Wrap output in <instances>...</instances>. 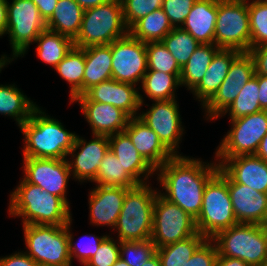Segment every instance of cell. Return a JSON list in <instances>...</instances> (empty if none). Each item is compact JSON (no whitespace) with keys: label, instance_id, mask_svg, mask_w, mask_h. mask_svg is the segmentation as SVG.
I'll list each match as a JSON object with an SVG mask.
<instances>
[{"label":"cell","instance_id":"cell-48","mask_svg":"<svg viewBox=\"0 0 267 266\" xmlns=\"http://www.w3.org/2000/svg\"><path fill=\"white\" fill-rule=\"evenodd\" d=\"M0 266H39L28 254L24 251H16L9 256L0 257Z\"/></svg>","mask_w":267,"mask_h":266},{"label":"cell","instance_id":"cell-14","mask_svg":"<svg viewBox=\"0 0 267 266\" xmlns=\"http://www.w3.org/2000/svg\"><path fill=\"white\" fill-rule=\"evenodd\" d=\"M255 75L254 61L249 52H241L230 65L226 78L214 96L203 106L206 120H217L233 103L242 87Z\"/></svg>","mask_w":267,"mask_h":266},{"label":"cell","instance_id":"cell-3","mask_svg":"<svg viewBox=\"0 0 267 266\" xmlns=\"http://www.w3.org/2000/svg\"><path fill=\"white\" fill-rule=\"evenodd\" d=\"M45 112L38 106L19 127L24 137L23 158L67 159L77 134Z\"/></svg>","mask_w":267,"mask_h":266},{"label":"cell","instance_id":"cell-45","mask_svg":"<svg viewBox=\"0 0 267 266\" xmlns=\"http://www.w3.org/2000/svg\"><path fill=\"white\" fill-rule=\"evenodd\" d=\"M197 0H164L161 9L173 28L181 27Z\"/></svg>","mask_w":267,"mask_h":266},{"label":"cell","instance_id":"cell-16","mask_svg":"<svg viewBox=\"0 0 267 266\" xmlns=\"http://www.w3.org/2000/svg\"><path fill=\"white\" fill-rule=\"evenodd\" d=\"M23 171L26 182L61 197L70 206L66 193L72 175L67 159L23 158Z\"/></svg>","mask_w":267,"mask_h":266},{"label":"cell","instance_id":"cell-40","mask_svg":"<svg viewBox=\"0 0 267 266\" xmlns=\"http://www.w3.org/2000/svg\"><path fill=\"white\" fill-rule=\"evenodd\" d=\"M147 67L169 74H181V67L162 41L146 43Z\"/></svg>","mask_w":267,"mask_h":266},{"label":"cell","instance_id":"cell-10","mask_svg":"<svg viewBox=\"0 0 267 266\" xmlns=\"http://www.w3.org/2000/svg\"><path fill=\"white\" fill-rule=\"evenodd\" d=\"M230 130L222 138L215 151L216 162L240 155H255L259 143L267 134V110L230 119Z\"/></svg>","mask_w":267,"mask_h":266},{"label":"cell","instance_id":"cell-58","mask_svg":"<svg viewBox=\"0 0 267 266\" xmlns=\"http://www.w3.org/2000/svg\"><path fill=\"white\" fill-rule=\"evenodd\" d=\"M258 266H267V260H265L264 262H262L260 265Z\"/></svg>","mask_w":267,"mask_h":266},{"label":"cell","instance_id":"cell-17","mask_svg":"<svg viewBox=\"0 0 267 266\" xmlns=\"http://www.w3.org/2000/svg\"><path fill=\"white\" fill-rule=\"evenodd\" d=\"M92 137L93 139L86 141L84 137L77 135L74 146L68 153V158L71 156L67 161L72 178L81 184L96 179L103 156L109 150L108 136Z\"/></svg>","mask_w":267,"mask_h":266},{"label":"cell","instance_id":"cell-32","mask_svg":"<svg viewBox=\"0 0 267 266\" xmlns=\"http://www.w3.org/2000/svg\"><path fill=\"white\" fill-rule=\"evenodd\" d=\"M36 54L43 63L53 69L64 59L74 46L73 40L65 35L45 29L35 40Z\"/></svg>","mask_w":267,"mask_h":266},{"label":"cell","instance_id":"cell-22","mask_svg":"<svg viewBox=\"0 0 267 266\" xmlns=\"http://www.w3.org/2000/svg\"><path fill=\"white\" fill-rule=\"evenodd\" d=\"M219 168L235 183L267 193V162L256 155L225 159Z\"/></svg>","mask_w":267,"mask_h":266},{"label":"cell","instance_id":"cell-47","mask_svg":"<svg viewBox=\"0 0 267 266\" xmlns=\"http://www.w3.org/2000/svg\"><path fill=\"white\" fill-rule=\"evenodd\" d=\"M248 52L254 61L255 74L267 76V44L250 48Z\"/></svg>","mask_w":267,"mask_h":266},{"label":"cell","instance_id":"cell-28","mask_svg":"<svg viewBox=\"0 0 267 266\" xmlns=\"http://www.w3.org/2000/svg\"><path fill=\"white\" fill-rule=\"evenodd\" d=\"M84 9L75 0H58L54 13L46 21L47 29L74 40L81 27Z\"/></svg>","mask_w":267,"mask_h":266},{"label":"cell","instance_id":"cell-20","mask_svg":"<svg viewBox=\"0 0 267 266\" xmlns=\"http://www.w3.org/2000/svg\"><path fill=\"white\" fill-rule=\"evenodd\" d=\"M227 186L237 223L267 226V193L235 183L228 176Z\"/></svg>","mask_w":267,"mask_h":266},{"label":"cell","instance_id":"cell-39","mask_svg":"<svg viewBox=\"0 0 267 266\" xmlns=\"http://www.w3.org/2000/svg\"><path fill=\"white\" fill-rule=\"evenodd\" d=\"M251 48L267 44V3L263 0H247Z\"/></svg>","mask_w":267,"mask_h":266},{"label":"cell","instance_id":"cell-42","mask_svg":"<svg viewBox=\"0 0 267 266\" xmlns=\"http://www.w3.org/2000/svg\"><path fill=\"white\" fill-rule=\"evenodd\" d=\"M155 253L156 246L151 239L120 242V258L129 266H142Z\"/></svg>","mask_w":267,"mask_h":266},{"label":"cell","instance_id":"cell-27","mask_svg":"<svg viewBox=\"0 0 267 266\" xmlns=\"http://www.w3.org/2000/svg\"><path fill=\"white\" fill-rule=\"evenodd\" d=\"M84 56L83 94L92 86L112 79L111 44L85 47Z\"/></svg>","mask_w":267,"mask_h":266},{"label":"cell","instance_id":"cell-53","mask_svg":"<svg viewBox=\"0 0 267 266\" xmlns=\"http://www.w3.org/2000/svg\"><path fill=\"white\" fill-rule=\"evenodd\" d=\"M84 10L105 4L110 0H75Z\"/></svg>","mask_w":267,"mask_h":266},{"label":"cell","instance_id":"cell-51","mask_svg":"<svg viewBox=\"0 0 267 266\" xmlns=\"http://www.w3.org/2000/svg\"><path fill=\"white\" fill-rule=\"evenodd\" d=\"M7 5L8 0H0V38L7 34Z\"/></svg>","mask_w":267,"mask_h":266},{"label":"cell","instance_id":"cell-26","mask_svg":"<svg viewBox=\"0 0 267 266\" xmlns=\"http://www.w3.org/2000/svg\"><path fill=\"white\" fill-rule=\"evenodd\" d=\"M218 0H197L181 28L200 44H214Z\"/></svg>","mask_w":267,"mask_h":266},{"label":"cell","instance_id":"cell-5","mask_svg":"<svg viewBox=\"0 0 267 266\" xmlns=\"http://www.w3.org/2000/svg\"><path fill=\"white\" fill-rule=\"evenodd\" d=\"M128 33L121 0H110L84 10L80 31L73 43L79 48L107 45Z\"/></svg>","mask_w":267,"mask_h":266},{"label":"cell","instance_id":"cell-33","mask_svg":"<svg viewBox=\"0 0 267 266\" xmlns=\"http://www.w3.org/2000/svg\"><path fill=\"white\" fill-rule=\"evenodd\" d=\"M139 86V90L142 89L146 97L152 101L176 99V89L178 90L180 86V74L147 70Z\"/></svg>","mask_w":267,"mask_h":266},{"label":"cell","instance_id":"cell-21","mask_svg":"<svg viewBox=\"0 0 267 266\" xmlns=\"http://www.w3.org/2000/svg\"><path fill=\"white\" fill-rule=\"evenodd\" d=\"M128 190L121 186H94L88 194L90 224L97 227L108 226L114 230Z\"/></svg>","mask_w":267,"mask_h":266},{"label":"cell","instance_id":"cell-4","mask_svg":"<svg viewBox=\"0 0 267 266\" xmlns=\"http://www.w3.org/2000/svg\"><path fill=\"white\" fill-rule=\"evenodd\" d=\"M152 183L139 184L130 188L125 195L122 210L114 232L118 241H144L151 239L153 210L158 188Z\"/></svg>","mask_w":267,"mask_h":266},{"label":"cell","instance_id":"cell-23","mask_svg":"<svg viewBox=\"0 0 267 266\" xmlns=\"http://www.w3.org/2000/svg\"><path fill=\"white\" fill-rule=\"evenodd\" d=\"M124 131L139 154L157 170L174 155L159 140L158 135L138 116L129 119Z\"/></svg>","mask_w":267,"mask_h":266},{"label":"cell","instance_id":"cell-37","mask_svg":"<svg viewBox=\"0 0 267 266\" xmlns=\"http://www.w3.org/2000/svg\"><path fill=\"white\" fill-rule=\"evenodd\" d=\"M262 111L259 103L258 74H255L243 87L233 103L218 117L238 119Z\"/></svg>","mask_w":267,"mask_h":266},{"label":"cell","instance_id":"cell-30","mask_svg":"<svg viewBox=\"0 0 267 266\" xmlns=\"http://www.w3.org/2000/svg\"><path fill=\"white\" fill-rule=\"evenodd\" d=\"M84 68V48L76 46H73L64 59L54 68L59 76L70 84V104L77 96L83 95Z\"/></svg>","mask_w":267,"mask_h":266},{"label":"cell","instance_id":"cell-52","mask_svg":"<svg viewBox=\"0 0 267 266\" xmlns=\"http://www.w3.org/2000/svg\"><path fill=\"white\" fill-rule=\"evenodd\" d=\"M216 266H249L246 262L232 257H223L218 255Z\"/></svg>","mask_w":267,"mask_h":266},{"label":"cell","instance_id":"cell-57","mask_svg":"<svg viewBox=\"0 0 267 266\" xmlns=\"http://www.w3.org/2000/svg\"><path fill=\"white\" fill-rule=\"evenodd\" d=\"M112 266H129L122 258H119Z\"/></svg>","mask_w":267,"mask_h":266},{"label":"cell","instance_id":"cell-50","mask_svg":"<svg viewBox=\"0 0 267 266\" xmlns=\"http://www.w3.org/2000/svg\"><path fill=\"white\" fill-rule=\"evenodd\" d=\"M259 103L262 110H267V76L258 75Z\"/></svg>","mask_w":267,"mask_h":266},{"label":"cell","instance_id":"cell-6","mask_svg":"<svg viewBox=\"0 0 267 266\" xmlns=\"http://www.w3.org/2000/svg\"><path fill=\"white\" fill-rule=\"evenodd\" d=\"M211 240L218 255L238 258L249 266H258L267 260V226L237 223L218 232Z\"/></svg>","mask_w":267,"mask_h":266},{"label":"cell","instance_id":"cell-36","mask_svg":"<svg viewBox=\"0 0 267 266\" xmlns=\"http://www.w3.org/2000/svg\"><path fill=\"white\" fill-rule=\"evenodd\" d=\"M206 240V237L197 232L185 240L156 248L161 266H183Z\"/></svg>","mask_w":267,"mask_h":266},{"label":"cell","instance_id":"cell-18","mask_svg":"<svg viewBox=\"0 0 267 266\" xmlns=\"http://www.w3.org/2000/svg\"><path fill=\"white\" fill-rule=\"evenodd\" d=\"M138 90L135 85L109 79L92 86L83 95L89 101L113 105L132 118L139 115L145 101Z\"/></svg>","mask_w":267,"mask_h":266},{"label":"cell","instance_id":"cell-2","mask_svg":"<svg viewBox=\"0 0 267 266\" xmlns=\"http://www.w3.org/2000/svg\"><path fill=\"white\" fill-rule=\"evenodd\" d=\"M9 197V216L21 217L22 225L62 226L72 219L71 207L61 197L50 194L23 178Z\"/></svg>","mask_w":267,"mask_h":266},{"label":"cell","instance_id":"cell-46","mask_svg":"<svg viewBox=\"0 0 267 266\" xmlns=\"http://www.w3.org/2000/svg\"><path fill=\"white\" fill-rule=\"evenodd\" d=\"M218 250L211 239H207L183 266H216Z\"/></svg>","mask_w":267,"mask_h":266},{"label":"cell","instance_id":"cell-41","mask_svg":"<svg viewBox=\"0 0 267 266\" xmlns=\"http://www.w3.org/2000/svg\"><path fill=\"white\" fill-rule=\"evenodd\" d=\"M73 219H70L67 224V231H68V239H69V254L71 258V263H73L74 258L77 259L81 265H85L87 261L95 255L96 251L98 250L99 245L102 241L108 236H95V234H87L86 236H82L80 241H76L74 243V236L71 233V223Z\"/></svg>","mask_w":267,"mask_h":266},{"label":"cell","instance_id":"cell-25","mask_svg":"<svg viewBox=\"0 0 267 266\" xmlns=\"http://www.w3.org/2000/svg\"><path fill=\"white\" fill-rule=\"evenodd\" d=\"M241 52L234 49H219L213 56L200 83L191 91L194 98L201 102V108L214 96L224 81L233 60Z\"/></svg>","mask_w":267,"mask_h":266},{"label":"cell","instance_id":"cell-15","mask_svg":"<svg viewBox=\"0 0 267 266\" xmlns=\"http://www.w3.org/2000/svg\"><path fill=\"white\" fill-rule=\"evenodd\" d=\"M152 102L149 110L142 111L138 117L158 135L159 140L174 156L182 155L178 149L185 128L177 99Z\"/></svg>","mask_w":267,"mask_h":266},{"label":"cell","instance_id":"cell-12","mask_svg":"<svg viewBox=\"0 0 267 266\" xmlns=\"http://www.w3.org/2000/svg\"><path fill=\"white\" fill-rule=\"evenodd\" d=\"M196 233L195 219L158 192L154 202L151 234L156 248L185 240Z\"/></svg>","mask_w":267,"mask_h":266},{"label":"cell","instance_id":"cell-13","mask_svg":"<svg viewBox=\"0 0 267 266\" xmlns=\"http://www.w3.org/2000/svg\"><path fill=\"white\" fill-rule=\"evenodd\" d=\"M112 79L137 86L147 67L146 43L130 33L111 43Z\"/></svg>","mask_w":267,"mask_h":266},{"label":"cell","instance_id":"cell-24","mask_svg":"<svg viewBox=\"0 0 267 266\" xmlns=\"http://www.w3.org/2000/svg\"><path fill=\"white\" fill-rule=\"evenodd\" d=\"M108 139L109 149L122 163L124 170L139 184L150 183L149 177H153L156 170L139 154L129 135L122 131L108 136Z\"/></svg>","mask_w":267,"mask_h":266},{"label":"cell","instance_id":"cell-56","mask_svg":"<svg viewBox=\"0 0 267 266\" xmlns=\"http://www.w3.org/2000/svg\"><path fill=\"white\" fill-rule=\"evenodd\" d=\"M9 55H1L0 57V73L2 71V69L4 67H6L7 65H9V63H11L13 60H15L14 58H11L12 56L10 55V57H8Z\"/></svg>","mask_w":267,"mask_h":266},{"label":"cell","instance_id":"cell-8","mask_svg":"<svg viewBox=\"0 0 267 266\" xmlns=\"http://www.w3.org/2000/svg\"><path fill=\"white\" fill-rule=\"evenodd\" d=\"M25 251L39 266H72L67 224L22 225Z\"/></svg>","mask_w":267,"mask_h":266},{"label":"cell","instance_id":"cell-19","mask_svg":"<svg viewBox=\"0 0 267 266\" xmlns=\"http://www.w3.org/2000/svg\"><path fill=\"white\" fill-rule=\"evenodd\" d=\"M74 102L80 105L92 135L111 136L127 127L130 117L113 105L89 101L84 95L77 96Z\"/></svg>","mask_w":267,"mask_h":266},{"label":"cell","instance_id":"cell-43","mask_svg":"<svg viewBox=\"0 0 267 266\" xmlns=\"http://www.w3.org/2000/svg\"><path fill=\"white\" fill-rule=\"evenodd\" d=\"M164 0H121L125 24L130 28L137 20L162 7Z\"/></svg>","mask_w":267,"mask_h":266},{"label":"cell","instance_id":"cell-55","mask_svg":"<svg viewBox=\"0 0 267 266\" xmlns=\"http://www.w3.org/2000/svg\"><path fill=\"white\" fill-rule=\"evenodd\" d=\"M142 266H161V261L158 254L155 253Z\"/></svg>","mask_w":267,"mask_h":266},{"label":"cell","instance_id":"cell-35","mask_svg":"<svg viewBox=\"0 0 267 266\" xmlns=\"http://www.w3.org/2000/svg\"><path fill=\"white\" fill-rule=\"evenodd\" d=\"M93 183L103 187L121 186L128 189L139 185V183L124 170L122 163L110 149L103 156L97 172V177Z\"/></svg>","mask_w":267,"mask_h":266},{"label":"cell","instance_id":"cell-1","mask_svg":"<svg viewBox=\"0 0 267 266\" xmlns=\"http://www.w3.org/2000/svg\"><path fill=\"white\" fill-rule=\"evenodd\" d=\"M212 162L184 155L173 156L156 170L157 183L160 182L162 188L158 192L196 219L202 208L205 186L219 169L216 160Z\"/></svg>","mask_w":267,"mask_h":266},{"label":"cell","instance_id":"cell-9","mask_svg":"<svg viewBox=\"0 0 267 266\" xmlns=\"http://www.w3.org/2000/svg\"><path fill=\"white\" fill-rule=\"evenodd\" d=\"M214 44L219 49L248 52L251 48L247 0H218Z\"/></svg>","mask_w":267,"mask_h":266},{"label":"cell","instance_id":"cell-34","mask_svg":"<svg viewBox=\"0 0 267 266\" xmlns=\"http://www.w3.org/2000/svg\"><path fill=\"white\" fill-rule=\"evenodd\" d=\"M173 29L167 15L160 8L137 20L129 33L136 39L148 43L162 41Z\"/></svg>","mask_w":267,"mask_h":266},{"label":"cell","instance_id":"cell-54","mask_svg":"<svg viewBox=\"0 0 267 266\" xmlns=\"http://www.w3.org/2000/svg\"><path fill=\"white\" fill-rule=\"evenodd\" d=\"M255 155L267 162V134L262 138L261 142L259 143Z\"/></svg>","mask_w":267,"mask_h":266},{"label":"cell","instance_id":"cell-7","mask_svg":"<svg viewBox=\"0 0 267 266\" xmlns=\"http://www.w3.org/2000/svg\"><path fill=\"white\" fill-rule=\"evenodd\" d=\"M235 224L237 221L228 191L227 175L219 168L205 186L202 208L195 219L196 229L204 237L211 239L218 232Z\"/></svg>","mask_w":267,"mask_h":266},{"label":"cell","instance_id":"cell-29","mask_svg":"<svg viewBox=\"0 0 267 266\" xmlns=\"http://www.w3.org/2000/svg\"><path fill=\"white\" fill-rule=\"evenodd\" d=\"M37 107L38 105L30 100L15 83L0 84V114L14 119L19 127L30 119Z\"/></svg>","mask_w":267,"mask_h":266},{"label":"cell","instance_id":"cell-31","mask_svg":"<svg viewBox=\"0 0 267 266\" xmlns=\"http://www.w3.org/2000/svg\"><path fill=\"white\" fill-rule=\"evenodd\" d=\"M218 50L215 44H201L181 68L180 87L184 86L191 92L204 77Z\"/></svg>","mask_w":267,"mask_h":266},{"label":"cell","instance_id":"cell-49","mask_svg":"<svg viewBox=\"0 0 267 266\" xmlns=\"http://www.w3.org/2000/svg\"><path fill=\"white\" fill-rule=\"evenodd\" d=\"M38 7L39 13L47 21L54 13L58 0H32Z\"/></svg>","mask_w":267,"mask_h":266},{"label":"cell","instance_id":"cell-44","mask_svg":"<svg viewBox=\"0 0 267 266\" xmlns=\"http://www.w3.org/2000/svg\"><path fill=\"white\" fill-rule=\"evenodd\" d=\"M110 236L102 241L95 255L84 266H112L120 258V241Z\"/></svg>","mask_w":267,"mask_h":266},{"label":"cell","instance_id":"cell-11","mask_svg":"<svg viewBox=\"0 0 267 266\" xmlns=\"http://www.w3.org/2000/svg\"><path fill=\"white\" fill-rule=\"evenodd\" d=\"M7 34L12 58L24 57L36 38L47 29L46 21L32 0H12L7 5Z\"/></svg>","mask_w":267,"mask_h":266},{"label":"cell","instance_id":"cell-38","mask_svg":"<svg viewBox=\"0 0 267 266\" xmlns=\"http://www.w3.org/2000/svg\"><path fill=\"white\" fill-rule=\"evenodd\" d=\"M162 43L166 46L167 50L172 54L181 68L201 45L190 33L183 30L181 27L173 28L167 36L163 38Z\"/></svg>","mask_w":267,"mask_h":266}]
</instances>
